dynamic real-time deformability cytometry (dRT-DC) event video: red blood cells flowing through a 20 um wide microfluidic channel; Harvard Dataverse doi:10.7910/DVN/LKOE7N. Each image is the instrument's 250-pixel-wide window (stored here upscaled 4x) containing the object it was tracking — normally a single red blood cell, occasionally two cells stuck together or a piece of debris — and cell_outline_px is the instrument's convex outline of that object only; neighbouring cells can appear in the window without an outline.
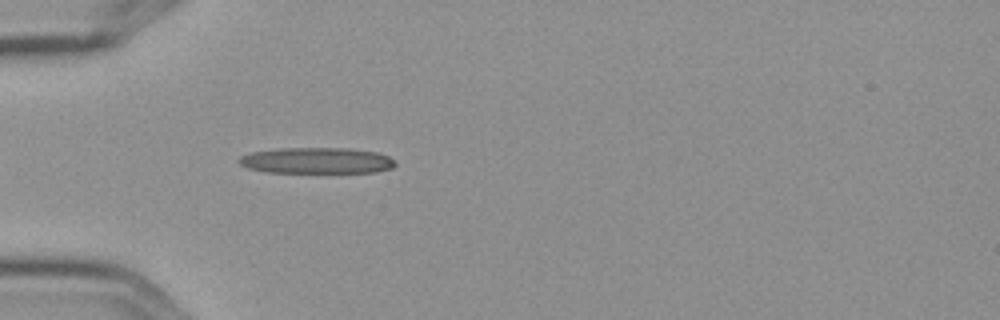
{"species": "Egyptian fruit bat (a non-hibernating species)", "species_latin": "Rousettus aegyptiacus", "temperature_condition": "cold", "stored_images_in_passage": 3, "camera_frame_rate_fps": 3000, "um_per_image_px": 0.085, "frame": {"image": 1, "passage_image": 3, "time_ms": 0.667, "image_size_px": [1000, 320], "cell_outline_px": [[396, 164], [392, 168], [376, 172], [264, 172], [248, 168], [240, 164], [236, 160], [240, 156], [252, 152], [276, 148], [348, 148], [380, 152], [388, 156]], "centroid_in_image_um": [26.89, 13.64], "position_along_channel_um": 58.1, "area_um2": 23.81}}